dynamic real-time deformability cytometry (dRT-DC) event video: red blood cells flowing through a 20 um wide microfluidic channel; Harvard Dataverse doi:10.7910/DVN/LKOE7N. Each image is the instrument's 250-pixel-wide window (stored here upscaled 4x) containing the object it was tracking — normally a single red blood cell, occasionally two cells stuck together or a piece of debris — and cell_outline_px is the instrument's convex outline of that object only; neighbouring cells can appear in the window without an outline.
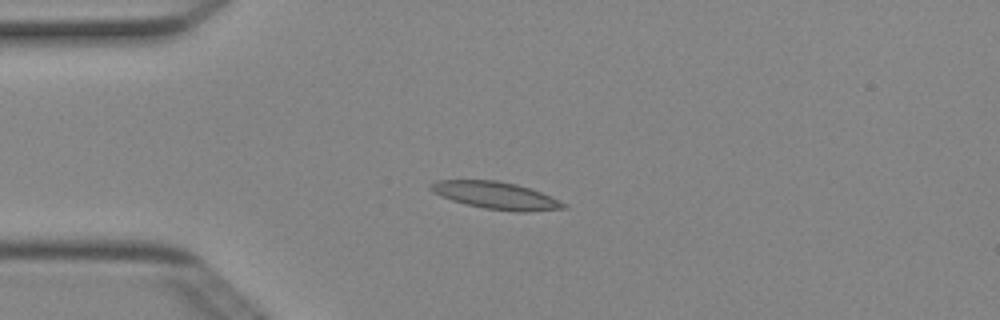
{"species": "Egyptian fruit bat (a non-hibernating species)", "species_latin": "Rousettus aegyptiacus", "temperature_condition": "cold", "stored_images_in_passage": 5, "camera_frame_rate_fps": 3000, "um_per_image_px": 0.085, "animal": {"sex": "female"}, "frame": {"image": 1, "passage_image": 3, "time_ms": 0.667, "image_size_px": [1000, 320], "cell_outline_px": [[568, 208], [524, 212], [516, 212], [484, 208], [464, 204], [440, 196], [432, 192], [428, 188], [428, 184], [436, 180], [496, 180], [516, 184], [540, 192], [560, 200], [568, 204]], "centroid_in_image_um": [42.12, 16.61], "position_along_channel_um": 42.9, "area_um2": 21.27}}
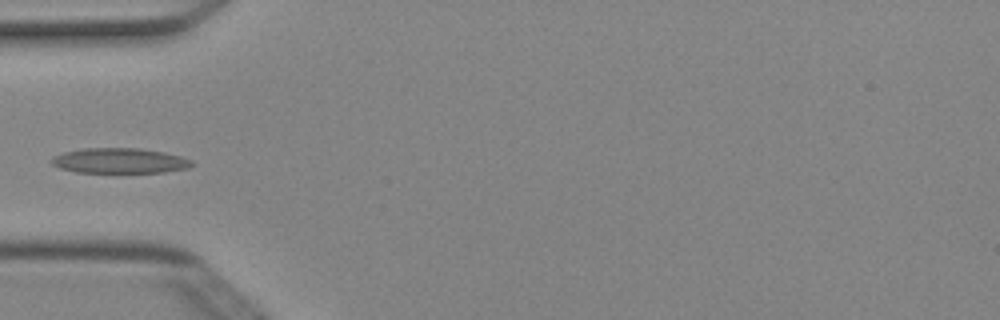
{"frame": {"image": 2, "passage_image": 4, "time_ms": 1.0, "image_size_px": [1000, 320], "cell_outline_px": [[196, 164], [188, 168], [164, 172], [76, 172], [60, 168], [52, 164], [48, 160], [52, 156], [64, 152], [84, 148], [140, 148], [164, 152], [180, 156], [192, 160]], "centroid_in_image_um": [10.16, 13.65], "position_along_channel_um": 74.8, "area_um2": 20.69}}
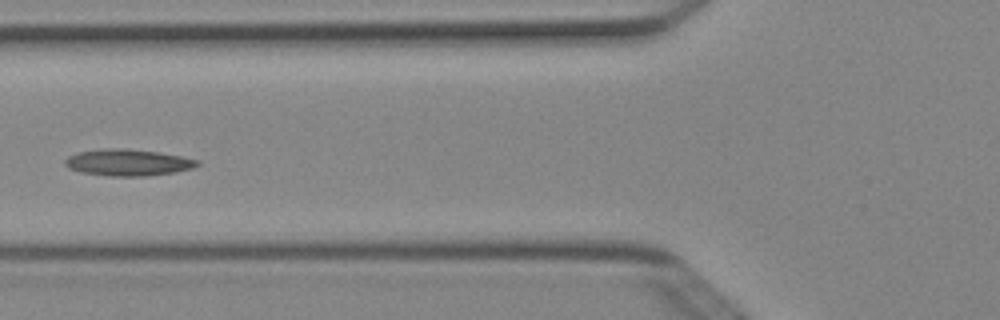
{"frame": {"image": 3, "passage_image": 5, "time_ms": 1.333, "image_size_px": [1000, 320], "cell_outline_px": [[200, 164], [192, 168], [176, 172], [144, 176], [108, 176], [80, 172], [68, 168], [64, 164], [64, 160], [68, 156], [76, 152], [104, 148], [128, 148], [160, 152], [200, 160]], "centroid_in_image_um": [10.85, 13.8], "position_along_channel_um": 114.9, "area_um2": 20.75}}